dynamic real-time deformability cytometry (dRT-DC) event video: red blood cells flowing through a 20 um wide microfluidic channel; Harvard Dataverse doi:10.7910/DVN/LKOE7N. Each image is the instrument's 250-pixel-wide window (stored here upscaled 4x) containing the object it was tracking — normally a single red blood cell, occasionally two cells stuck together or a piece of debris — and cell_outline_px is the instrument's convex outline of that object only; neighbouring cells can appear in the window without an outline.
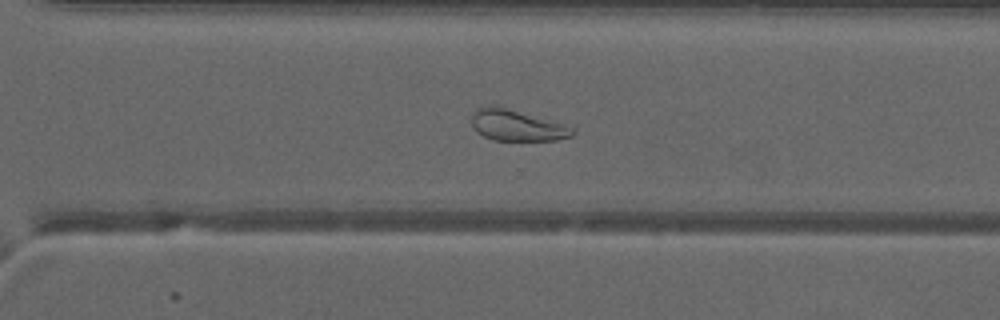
{"species": "common noctule bat (a hibernating species)", "species_latin": "Nyctalus noctula", "temperature_condition": "warm", "stored_images_in_passage": 52, "camera_frame_rate_fps": 3000, "um_per_image_px": 0.085, "animal": {"sex": "male", "forearm_length_mm": 52.5}, "frame": {"image": 1, "passage_image": 38, "time_ms": 12.333, "image_size_px": [1000, 320], "cell_outline_px": [[576, 132], [572, 136], [556, 140], [492, 140], [476, 132], [472, 128], [472, 116], [480, 108], [504, 108], [564, 124], [572, 128]], "centroid_in_image_um": [43.96, 10.71], "position_along_channel_um": 326.6, "area_um2": 17.51}}
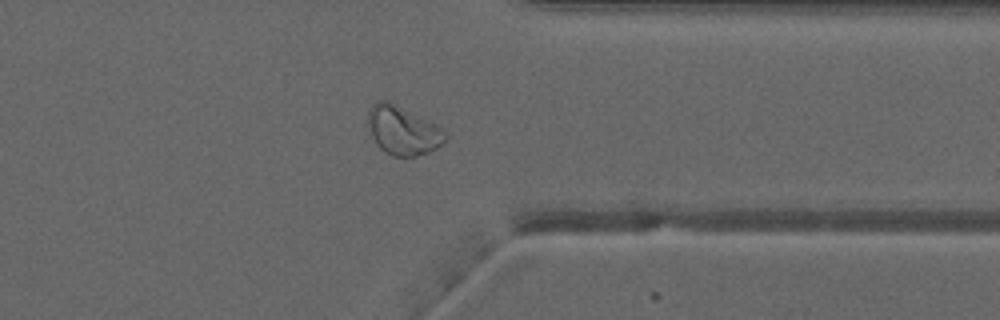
{"frame": {"image": 2, "passage_image": 42, "time_ms": 13.667, "image_size_px": [1000, 320], "cell_outline_px": [[448, 140], [436, 148], [428, 152], [416, 156], [392, 156], [384, 152], [376, 144], [368, 128], [368, 112], [372, 104], [380, 100], [388, 100], [444, 128], [448, 136]], "centroid_in_image_um": [34.26, 11.09], "position_along_channel_um": 377.1, "area_um2": 22.14}}
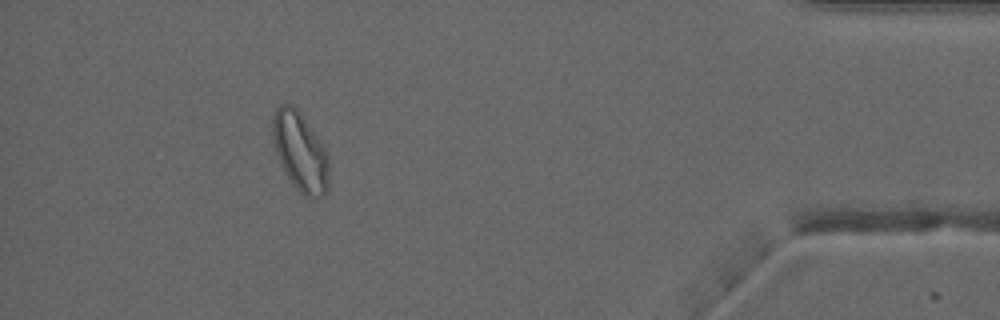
{"frame": {"image": 3, "passage_image": 48, "time_ms": 15.667, "image_size_px": [1000, 320], "cell_outline_px": [[328, 188], [320, 196], [304, 196], [296, 188], [288, 176], [276, 152], [272, 132], [272, 116], [276, 108], [280, 104], [292, 104], [300, 112], [324, 148], [328, 156]], "centroid_in_image_um": [25.5, 12.85], "position_along_channel_um": 409.7, "area_um2": 25.2}, "authors_computed_cell_mechanics": {"area_um2": 24.5939, "velocity_mm_per_s": 4.0071, "shape_relaxation_time_tau1_ms": null, "shape_relaxation_time_tau2_ms": 3.631, "deformation_change_tau1": null, "deformation_change_tau2": 0.1049}}